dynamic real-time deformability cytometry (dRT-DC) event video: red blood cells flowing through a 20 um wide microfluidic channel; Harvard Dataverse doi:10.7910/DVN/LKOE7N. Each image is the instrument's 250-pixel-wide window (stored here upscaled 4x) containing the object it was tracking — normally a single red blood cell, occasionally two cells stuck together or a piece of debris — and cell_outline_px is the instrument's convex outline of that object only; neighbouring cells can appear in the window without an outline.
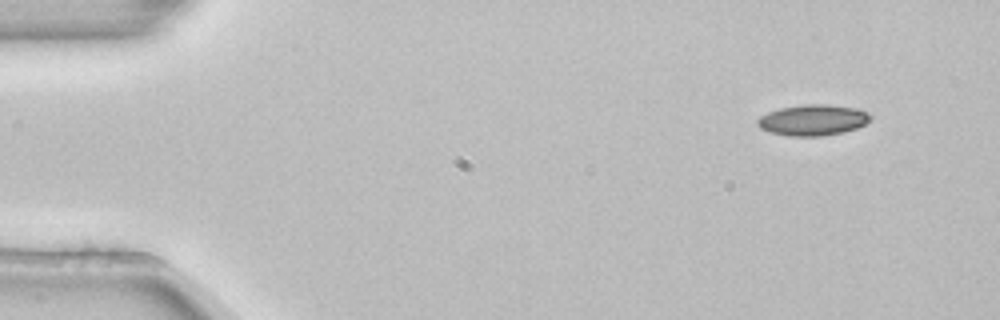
{"species": "common noctule bat (a hibernating species)", "species_latin": "Nyctalus noctula", "temperature_condition": "room temperature", "stored_images_in_passage": 4, "segment_of_instrument_passage": [1, 2], "camera_frame_rate_fps": 3000, "um_per_image_px": 0.085, "animal": {"sex": "female", "body_mass_g": 22.7, "forearm_length_mm": 54.2}, "frame": {"image": 1, "passage_image": 1, "time_ms": 0.0, "image_size_px": [1000, 320], "cell_outline_px": [[872, 116], [864, 124], [856, 128], [844, 132], [820, 136], [788, 136], [772, 132], [760, 128], [756, 124], [756, 120], [760, 116], [768, 112], [780, 108], [804, 104], [828, 104], [856, 108], [868, 112]], "centroid_in_image_um": [69.08, 10.2], "position_along_channel_um": 15.9, "area_um2": 20.35}}